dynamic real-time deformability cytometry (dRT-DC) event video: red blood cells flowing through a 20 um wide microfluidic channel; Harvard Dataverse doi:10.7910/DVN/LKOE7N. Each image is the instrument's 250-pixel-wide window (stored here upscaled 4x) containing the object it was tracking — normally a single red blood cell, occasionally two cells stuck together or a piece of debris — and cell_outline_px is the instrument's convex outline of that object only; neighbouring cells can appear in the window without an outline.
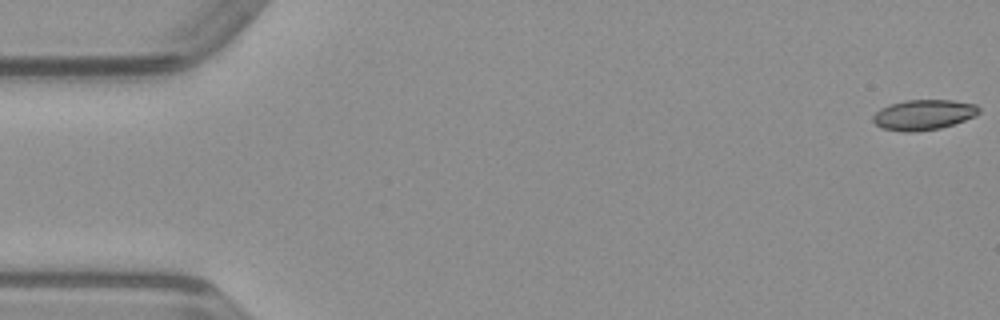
{"species": "common noctule bat (a hibernating species)", "species_latin": "Nyctalus noctula", "temperature_condition": "warm", "stored_images_in_passage": 50, "camera_frame_rate_fps": 3000, "um_per_image_px": 0.085, "animal": {"sex": "male", "body_mass_g": 23.1, "forearm_length_mm": 52.7}, "frame": {"image": 1, "passage_image": 1, "time_ms": 0.0, "image_size_px": [1000, 320], "cell_outline_px": [[980, 112], [976, 116], [940, 128], [916, 132], [904, 132], [880, 128], [872, 120], [872, 116], [880, 108], [904, 100], [952, 100], [976, 104], [980, 108]], "centroid_in_image_um": [78.5, 9.76], "position_along_channel_um": 6.5, "area_um2": 18.79}}
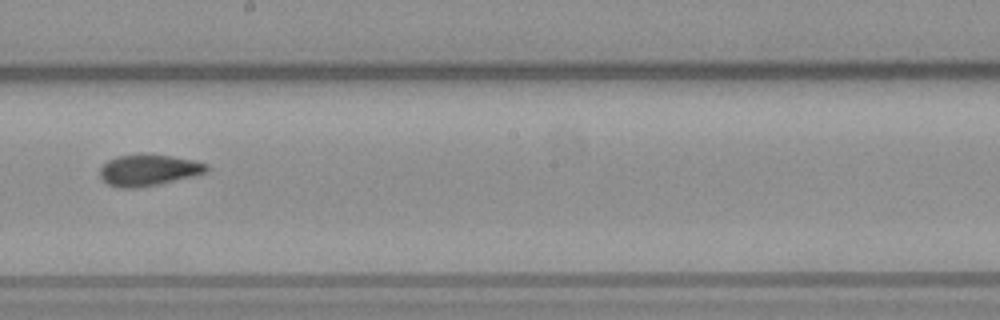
{"frame": {"image": 2, "passage_image": 28, "time_ms": 9.0, "image_size_px": [1000, 320], "cell_outline_px": [[208, 168], [204, 172], [192, 176], [156, 184], [136, 188], [120, 188], [108, 184], [100, 176], [100, 168], [108, 160], [116, 156], [140, 152], [172, 156], [192, 160], [208, 164]], "centroid_in_image_um": [12.57, 14.42], "position_along_channel_um": 235.6, "area_um2": 19.48}}
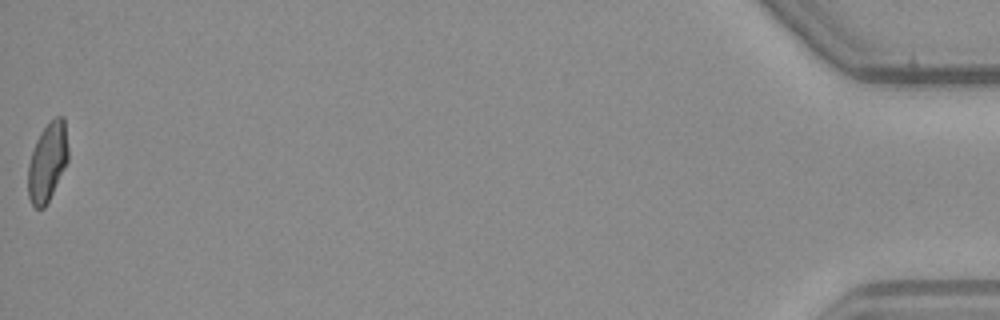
{"frame": {"image": 3, "passage_image": 50, "time_ms": 16.333, "image_size_px": [1000, 320], "cell_outline_px": [[68, 160], [44, 208], [36, 208], [32, 204], [28, 196], [28, 164], [36, 140], [40, 132], [56, 116], [64, 116], [68, 148]], "centroid_in_image_um": [4.03, 13.74], "position_along_channel_um": 431.2, "area_um2": 18.09}}